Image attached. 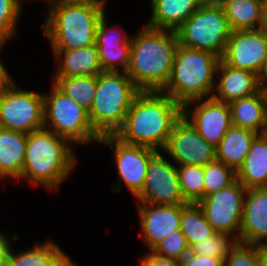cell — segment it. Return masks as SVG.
<instances>
[{
	"label": "cell",
	"instance_id": "16",
	"mask_svg": "<svg viewBox=\"0 0 267 266\" xmlns=\"http://www.w3.org/2000/svg\"><path fill=\"white\" fill-rule=\"evenodd\" d=\"M186 205L136 204L145 249L151 251L167 235L180 229V218Z\"/></svg>",
	"mask_w": 267,
	"mask_h": 266
},
{
	"label": "cell",
	"instance_id": "12",
	"mask_svg": "<svg viewBox=\"0 0 267 266\" xmlns=\"http://www.w3.org/2000/svg\"><path fill=\"white\" fill-rule=\"evenodd\" d=\"M168 158L164 156L162 151H157L151 157L144 186L134 198L136 203L188 204L185 202L180 189L177 166Z\"/></svg>",
	"mask_w": 267,
	"mask_h": 266
},
{
	"label": "cell",
	"instance_id": "1",
	"mask_svg": "<svg viewBox=\"0 0 267 266\" xmlns=\"http://www.w3.org/2000/svg\"><path fill=\"white\" fill-rule=\"evenodd\" d=\"M182 106L161 91H140L114 134L121 142L163 151Z\"/></svg>",
	"mask_w": 267,
	"mask_h": 266
},
{
	"label": "cell",
	"instance_id": "20",
	"mask_svg": "<svg viewBox=\"0 0 267 266\" xmlns=\"http://www.w3.org/2000/svg\"><path fill=\"white\" fill-rule=\"evenodd\" d=\"M206 0H150L151 17L145 25L157 29L176 30Z\"/></svg>",
	"mask_w": 267,
	"mask_h": 266
},
{
	"label": "cell",
	"instance_id": "21",
	"mask_svg": "<svg viewBox=\"0 0 267 266\" xmlns=\"http://www.w3.org/2000/svg\"><path fill=\"white\" fill-rule=\"evenodd\" d=\"M28 134L0 127V182L22 174Z\"/></svg>",
	"mask_w": 267,
	"mask_h": 266
},
{
	"label": "cell",
	"instance_id": "8",
	"mask_svg": "<svg viewBox=\"0 0 267 266\" xmlns=\"http://www.w3.org/2000/svg\"><path fill=\"white\" fill-rule=\"evenodd\" d=\"M178 43L222 57L231 29L217 0H206L176 30Z\"/></svg>",
	"mask_w": 267,
	"mask_h": 266
},
{
	"label": "cell",
	"instance_id": "6",
	"mask_svg": "<svg viewBox=\"0 0 267 266\" xmlns=\"http://www.w3.org/2000/svg\"><path fill=\"white\" fill-rule=\"evenodd\" d=\"M140 90L126 72L103 71L98 74L89 118L100 136L114 135L123 125L131 103Z\"/></svg>",
	"mask_w": 267,
	"mask_h": 266
},
{
	"label": "cell",
	"instance_id": "5",
	"mask_svg": "<svg viewBox=\"0 0 267 266\" xmlns=\"http://www.w3.org/2000/svg\"><path fill=\"white\" fill-rule=\"evenodd\" d=\"M220 57L178 45L170 78L161 90L182 107L212 96Z\"/></svg>",
	"mask_w": 267,
	"mask_h": 266
},
{
	"label": "cell",
	"instance_id": "33",
	"mask_svg": "<svg viewBox=\"0 0 267 266\" xmlns=\"http://www.w3.org/2000/svg\"><path fill=\"white\" fill-rule=\"evenodd\" d=\"M22 12L17 0H0V44L7 45L16 37Z\"/></svg>",
	"mask_w": 267,
	"mask_h": 266
},
{
	"label": "cell",
	"instance_id": "39",
	"mask_svg": "<svg viewBox=\"0 0 267 266\" xmlns=\"http://www.w3.org/2000/svg\"><path fill=\"white\" fill-rule=\"evenodd\" d=\"M11 236L12 238H9V234L0 231V255L8 257L15 245L13 243L18 242L17 233H13Z\"/></svg>",
	"mask_w": 267,
	"mask_h": 266
},
{
	"label": "cell",
	"instance_id": "41",
	"mask_svg": "<svg viewBox=\"0 0 267 266\" xmlns=\"http://www.w3.org/2000/svg\"><path fill=\"white\" fill-rule=\"evenodd\" d=\"M89 3H107L106 0H52L51 4L83 5Z\"/></svg>",
	"mask_w": 267,
	"mask_h": 266
},
{
	"label": "cell",
	"instance_id": "17",
	"mask_svg": "<svg viewBox=\"0 0 267 266\" xmlns=\"http://www.w3.org/2000/svg\"><path fill=\"white\" fill-rule=\"evenodd\" d=\"M239 241L253 246H267V187L246 190Z\"/></svg>",
	"mask_w": 267,
	"mask_h": 266
},
{
	"label": "cell",
	"instance_id": "45",
	"mask_svg": "<svg viewBox=\"0 0 267 266\" xmlns=\"http://www.w3.org/2000/svg\"><path fill=\"white\" fill-rule=\"evenodd\" d=\"M59 266H79L75 261L70 257V255L59 265Z\"/></svg>",
	"mask_w": 267,
	"mask_h": 266
},
{
	"label": "cell",
	"instance_id": "48",
	"mask_svg": "<svg viewBox=\"0 0 267 266\" xmlns=\"http://www.w3.org/2000/svg\"><path fill=\"white\" fill-rule=\"evenodd\" d=\"M262 136L267 140V113H266V121H265L264 129L262 132Z\"/></svg>",
	"mask_w": 267,
	"mask_h": 266
},
{
	"label": "cell",
	"instance_id": "25",
	"mask_svg": "<svg viewBox=\"0 0 267 266\" xmlns=\"http://www.w3.org/2000/svg\"><path fill=\"white\" fill-rule=\"evenodd\" d=\"M231 31L259 29L263 22L264 0H217Z\"/></svg>",
	"mask_w": 267,
	"mask_h": 266
},
{
	"label": "cell",
	"instance_id": "36",
	"mask_svg": "<svg viewBox=\"0 0 267 266\" xmlns=\"http://www.w3.org/2000/svg\"><path fill=\"white\" fill-rule=\"evenodd\" d=\"M224 266H259V246L239 241L224 260Z\"/></svg>",
	"mask_w": 267,
	"mask_h": 266
},
{
	"label": "cell",
	"instance_id": "26",
	"mask_svg": "<svg viewBox=\"0 0 267 266\" xmlns=\"http://www.w3.org/2000/svg\"><path fill=\"white\" fill-rule=\"evenodd\" d=\"M7 257L8 266H59L69 255L54 240L36 242L33 247Z\"/></svg>",
	"mask_w": 267,
	"mask_h": 266
},
{
	"label": "cell",
	"instance_id": "7",
	"mask_svg": "<svg viewBox=\"0 0 267 266\" xmlns=\"http://www.w3.org/2000/svg\"><path fill=\"white\" fill-rule=\"evenodd\" d=\"M44 128L69 140L74 146L97 144L100 136L94 131L89 112L73 101L54 84L43 93Z\"/></svg>",
	"mask_w": 267,
	"mask_h": 266
},
{
	"label": "cell",
	"instance_id": "38",
	"mask_svg": "<svg viewBox=\"0 0 267 266\" xmlns=\"http://www.w3.org/2000/svg\"><path fill=\"white\" fill-rule=\"evenodd\" d=\"M139 266H180V260L164 258L149 251L138 260Z\"/></svg>",
	"mask_w": 267,
	"mask_h": 266
},
{
	"label": "cell",
	"instance_id": "13",
	"mask_svg": "<svg viewBox=\"0 0 267 266\" xmlns=\"http://www.w3.org/2000/svg\"><path fill=\"white\" fill-rule=\"evenodd\" d=\"M176 166H206L216 160L215 147L209 144L183 116L174 125L165 149Z\"/></svg>",
	"mask_w": 267,
	"mask_h": 266
},
{
	"label": "cell",
	"instance_id": "28",
	"mask_svg": "<svg viewBox=\"0 0 267 266\" xmlns=\"http://www.w3.org/2000/svg\"><path fill=\"white\" fill-rule=\"evenodd\" d=\"M180 230L185 235L189 247L197 242L207 240L215 231L198 204L188 203L182 210Z\"/></svg>",
	"mask_w": 267,
	"mask_h": 266
},
{
	"label": "cell",
	"instance_id": "46",
	"mask_svg": "<svg viewBox=\"0 0 267 266\" xmlns=\"http://www.w3.org/2000/svg\"><path fill=\"white\" fill-rule=\"evenodd\" d=\"M28 0H26V2H27ZM29 1H34V0H29ZM35 1H37V0H35ZM38 1H40V0H38ZM41 1H43V3H46L47 5H45V6H48L49 7V5L51 4V2H52V0H41ZM25 3V1H23V0H17V3L23 8L24 7V3Z\"/></svg>",
	"mask_w": 267,
	"mask_h": 266
},
{
	"label": "cell",
	"instance_id": "23",
	"mask_svg": "<svg viewBox=\"0 0 267 266\" xmlns=\"http://www.w3.org/2000/svg\"><path fill=\"white\" fill-rule=\"evenodd\" d=\"M236 179L246 189L267 187V140L262 134L253 140Z\"/></svg>",
	"mask_w": 267,
	"mask_h": 266
},
{
	"label": "cell",
	"instance_id": "35",
	"mask_svg": "<svg viewBox=\"0 0 267 266\" xmlns=\"http://www.w3.org/2000/svg\"><path fill=\"white\" fill-rule=\"evenodd\" d=\"M190 251L185 235L180 229L162 239L152 250L153 254L164 258L182 260Z\"/></svg>",
	"mask_w": 267,
	"mask_h": 266
},
{
	"label": "cell",
	"instance_id": "11",
	"mask_svg": "<svg viewBox=\"0 0 267 266\" xmlns=\"http://www.w3.org/2000/svg\"><path fill=\"white\" fill-rule=\"evenodd\" d=\"M246 190L236 179L229 186L197 203L216 233L233 235L239 239Z\"/></svg>",
	"mask_w": 267,
	"mask_h": 266
},
{
	"label": "cell",
	"instance_id": "4",
	"mask_svg": "<svg viewBox=\"0 0 267 266\" xmlns=\"http://www.w3.org/2000/svg\"><path fill=\"white\" fill-rule=\"evenodd\" d=\"M107 3L50 4L43 22L49 50H69L95 44L96 29Z\"/></svg>",
	"mask_w": 267,
	"mask_h": 266
},
{
	"label": "cell",
	"instance_id": "19",
	"mask_svg": "<svg viewBox=\"0 0 267 266\" xmlns=\"http://www.w3.org/2000/svg\"><path fill=\"white\" fill-rule=\"evenodd\" d=\"M50 51L56 66L53 78L84 77L103 72L95 44L77 49Z\"/></svg>",
	"mask_w": 267,
	"mask_h": 266
},
{
	"label": "cell",
	"instance_id": "18",
	"mask_svg": "<svg viewBox=\"0 0 267 266\" xmlns=\"http://www.w3.org/2000/svg\"><path fill=\"white\" fill-rule=\"evenodd\" d=\"M261 89L258 75L244 69H237L227 65L220 59L217 70L215 87L212 98L225 103L247 97Z\"/></svg>",
	"mask_w": 267,
	"mask_h": 266
},
{
	"label": "cell",
	"instance_id": "42",
	"mask_svg": "<svg viewBox=\"0 0 267 266\" xmlns=\"http://www.w3.org/2000/svg\"><path fill=\"white\" fill-rule=\"evenodd\" d=\"M259 266H267V246H259Z\"/></svg>",
	"mask_w": 267,
	"mask_h": 266
},
{
	"label": "cell",
	"instance_id": "22",
	"mask_svg": "<svg viewBox=\"0 0 267 266\" xmlns=\"http://www.w3.org/2000/svg\"><path fill=\"white\" fill-rule=\"evenodd\" d=\"M232 125L262 134L267 102L262 88L255 94L228 103Z\"/></svg>",
	"mask_w": 267,
	"mask_h": 266
},
{
	"label": "cell",
	"instance_id": "27",
	"mask_svg": "<svg viewBox=\"0 0 267 266\" xmlns=\"http://www.w3.org/2000/svg\"><path fill=\"white\" fill-rule=\"evenodd\" d=\"M98 75L84 77L53 78V84L73 101L79 103L87 111L92 107Z\"/></svg>",
	"mask_w": 267,
	"mask_h": 266
},
{
	"label": "cell",
	"instance_id": "15",
	"mask_svg": "<svg viewBox=\"0 0 267 266\" xmlns=\"http://www.w3.org/2000/svg\"><path fill=\"white\" fill-rule=\"evenodd\" d=\"M221 60L259 75L267 60V34L262 28L231 31Z\"/></svg>",
	"mask_w": 267,
	"mask_h": 266
},
{
	"label": "cell",
	"instance_id": "29",
	"mask_svg": "<svg viewBox=\"0 0 267 266\" xmlns=\"http://www.w3.org/2000/svg\"><path fill=\"white\" fill-rule=\"evenodd\" d=\"M180 189L186 203L197 204L204 198V166H177Z\"/></svg>",
	"mask_w": 267,
	"mask_h": 266
},
{
	"label": "cell",
	"instance_id": "37",
	"mask_svg": "<svg viewBox=\"0 0 267 266\" xmlns=\"http://www.w3.org/2000/svg\"><path fill=\"white\" fill-rule=\"evenodd\" d=\"M180 266H224V260L211 256L195 255L189 252L180 260Z\"/></svg>",
	"mask_w": 267,
	"mask_h": 266
},
{
	"label": "cell",
	"instance_id": "30",
	"mask_svg": "<svg viewBox=\"0 0 267 266\" xmlns=\"http://www.w3.org/2000/svg\"><path fill=\"white\" fill-rule=\"evenodd\" d=\"M238 242L239 239L236 236L215 232L207 240L192 245L189 252L225 260Z\"/></svg>",
	"mask_w": 267,
	"mask_h": 266
},
{
	"label": "cell",
	"instance_id": "24",
	"mask_svg": "<svg viewBox=\"0 0 267 266\" xmlns=\"http://www.w3.org/2000/svg\"><path fill=\"white\" fill-rule=\"evenodd\" d=\"M258 133L232 125L215 147L216 160L235 172L241 167Z\"/></svg>",
	"mask_w": 267,
	"mask_h": 266
},
{
	"label": "cell",
	"instance_id": "32",
	"mask_svg": "<svg viewBox=\"0 0 267 266\" xmlns=\"http://www.w3.org/2000/svg\"><path fill=\"white\" fill-rule=\"evenodd\" d=\"M236 180V172L220 161L204 166V198L229 186Z\"/></svg>",
	"mask_w": 267,
	"mask_h": 266
},
{
	"label": "cell",
	"instance_id": "47",
	"mask_svg": "<svg viewBox=\"0 0 267 266\" xmlns=\"http://www.w3.org/2000/svg\"><path fill=\"white\" fill-rule=\"evenodd\" d=\"M0 266H8L7 257L0 255Z\"/></svg>",
	"mask_w": 267,
	"mask_h": 266
},
{
	"label": "cell",
	"instance_id": "14",
	"mask_svg": "<svg viewBox=\"0 0 267 266\" xmlns=\"http://www.w3.org/2000/svg\"><path fill=\"white\" fill-rule=\"evenodd\" d=\"M182 116L214 147L232 126L228 103L212 97L186 103L182 107Z\"/></svg>",
	"mask_w": 267,
	"mask_h": 266
},
{
	"label": "cell",
	"instance_id": "3",
	"mask_svg": "<svg viewBox=\"0 0 267 266\" xmlns=\"http://www.w3.org/2000/svg\"><path fill=\"white\" fill-rule=\"evenodd\" d=\"M178 45L174 30L144 24L132 33L126 73L140 91H161L166 86Z\"/></svg>",
	"mask_w": 267,
	"mask_h": 266
},
{
	"label": "cell",
	"instance_id": "2",
	"mask_svg": "<svg viewBox=\"0 0 267 266\" xmlns=\"http://www.w3.org/2000/svg\"><path fill=\"white\" fill-rule=\"evenodd\" d=\"M75 150L69 140L45 128L29 133L23 171L15 182L26 181L32 188L39 186L48 193L57 192L77 169Z\"/></svg>",
	"mask_w": 267,
	"mask_h": 266
},
{
	"label": "cell",
	"instance_id": "43",
	"mask_svg": "<svg viewBox=\"0 0 267 266\" xmlns=\"http://www.w3.org/2000/svg\"><path fill=\"white\" fill-rule=\"evenodd\" d=\"M258 81L261 88L267 83V60L265 61L264 66L258 75Z\"/></svg>",
	"mask_w": 267,
	"mask_h": 266
},
{
	"label": "cell",
	"instance_id": "49",
	"mask_svg": "<svg viewBox=\"0 0 267 266\" xmlns=\"http://www.w3.org/2000/svg\"><path fill=\"white\" fill-rule=\"evenodd\" d=\"M267 102V83L262 87Z\"/></svg>",
	"mask_w": 267,
	"mask_h": 266
},
{
	"label": "cell",
	"instance_id": "10",
	"mask_svg": "<svg viewBox=\"0 0 267 266\" xmlns=\"http://www.w3.org/2000/svg\"><path fill=\"white\" fill-rule=\"evenodd\" d=\"M98 144L108 146L112 154L118 175V183L114 181L112 190L120 193L123 182L135 198L144 186L148 164L157 150L123 143L114 135L101 137Z\"/></svg>",
	"mask_w": 267,
	"mask_h": 266
},
{
	"label": "cell",
	"instance_id": "9",
	"mask_svg": "<svg viewBox=\"0 0 267 266\" xmlns=\"http://www.w3.org/2000/svg\"><path fill=\"white\" fill-rule=\"evenodd\" d=\"M15 81L12 77L0 92V127L25 134L43 129V92L27 90Z\"/></svg>",
	"mask_w": 267,
	"mask_h": 266
},
{
	"label": "cell",
	"instance_id": "34",
	"mask_svg": "<svg viewBox=\"0 0 267 266\" xmlns=\"http://www.w3.org/2000/svg\"><path fill=\"white\" fill-rule=\"evenodd\" d=\"M107 11L101 16L96 29L95 45H123L131 43L132 34L128 33L120 24L109 25ZM122 26V27H121ZM119 27V28H118Z\"/></svg>",
	"mask_w": 267,
	"mask_h": 266
},
{
	"label": "cell",
	"instance_id": "44",
	"mask_svg": "<svg viewBox=\"0 0 267 266\" xmlns=\"http://www.w3.org/2000/svg\"><path fill=\"white\" fill-rule=\"evenodd\" d=\"M261 28L267 34V0H264L263 22Z\"/></svg>",
	"mask_w": 267,
	"mask_h": 266
},
{
	"label": "cell",
	"instance_id": "40",
	"mask_svg": "<svg viewBox=\"0 0 267 266\" xmlns=\"http://www.w3.org/2000/svg\"><path fill=\"white\" fill-rule=\"evenodd\" d=\"M4 47L6 48L5 44H0V51H3ZM11 75L12 74L8 72V67L4 64V62L1 59L0 60V92L2 88L5 86V84L13 77Z\"/></svg>",
	"mask_w": 267,
	"mask_h": 266
},
{
	"label": "cell",
	"instance_id": "31",
	"mask_svg": "<svg viewBox=\"0 0 267 266\" xmlns=\"http://www.w3.org/2000/svg\"><path fill=\"white\" fill-rule=\"evenodd\" d=\"M96 48L103 71H127L131 43H124L123 45H96Z\"/></svg>",
	"mask_w": 267,
	"mask_h": 266
}]
</instances>
